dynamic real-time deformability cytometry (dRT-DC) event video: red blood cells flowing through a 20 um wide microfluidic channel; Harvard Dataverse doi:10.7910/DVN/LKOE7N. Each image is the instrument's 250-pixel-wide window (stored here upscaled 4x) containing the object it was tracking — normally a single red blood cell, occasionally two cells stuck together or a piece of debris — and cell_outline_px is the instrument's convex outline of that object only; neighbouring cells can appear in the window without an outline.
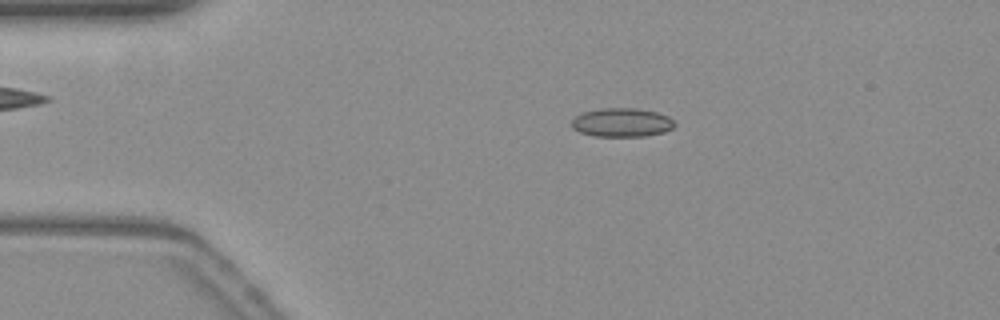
{"species": "common noctule bat (a hibernating species)", "species_latin": "Nyctalus noctula", "temperature_condition": "warm", "stored_images_in_passage": 53, "camera_frame_rate_fps": 3000, "um_per_image_px": 0.085, "animal": {"sex": "female", "body_mass_g": 19.3, "forearm_length_mm": 54.1}, "frame": {"image": 1, "passage_image": 10, "time_ms": 3.0, "image_size_px": [1000, 320], "cell_outline_px": [[676, 124], [672, 128], [664, 132], [644, 136], [596, 136], [580, 132], [572, 128], [572, 120], [576, 116], [584, 112], [604, 108], [636, 108], [656, 112], [668, 116]], "centroid_in_image_um": [52.86, 10.41], "position_along_channel_um": 32.1, "area_um2": 17.11}}
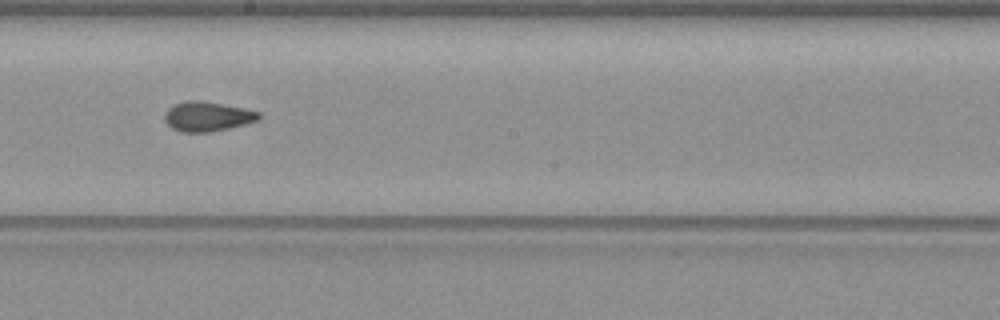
{"frame": {"image": 2, "passage_image": 29, "time_ms": 9.333, "image_size_px": [1000, 320], "cell_outline_px": [[260, 120], [212, 132], [180, 132], [172, 128], [164, 120], [164, 116], [168, 108], [172, 104], [188, 100], [200, 100], [244, 108], [260, 112]], "centroid_in_image_um": [17.61, 9.89], "position_along_channel_um": 230.6, "area_um2": 16.36}}
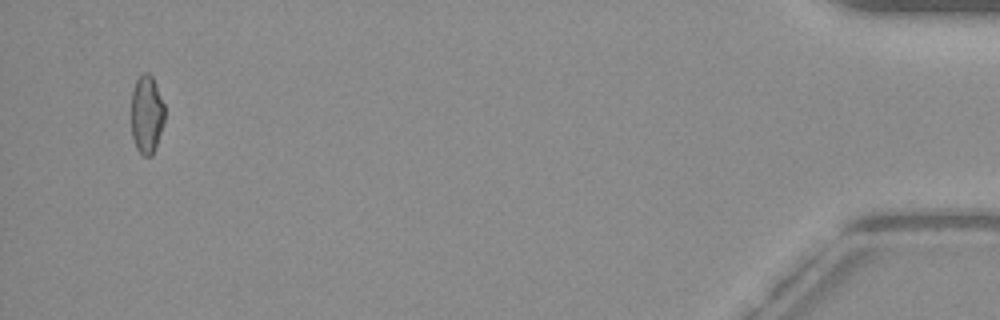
{"frame": {"image": 3, "passage_image": 51, "time_ms": 16.667, "image_size_px": [1000, 320], "cell_outline_px": [[164, 124], [152, 156], [144, 156], [136, 148], [132, 136], [132, 92], [136, 80], [144, 72], [148, 72], [152, 76], [164, 104]], "centroid_in_image_um": [12.47, 9.73], "position_along_channel_um": 422.7, "area_um2": 15.14}, "authors_computed_cell_mechanics": {"area_um2": 16.184, "velocity_mm_per_s": 3.8347, "shape_relaxation_time_tau1_ms": null, "shape_relaxation_time_tau2_ms": 1.1517, "deformation_change_tau1": null, "deformation_change_tau2": 0.0671}}